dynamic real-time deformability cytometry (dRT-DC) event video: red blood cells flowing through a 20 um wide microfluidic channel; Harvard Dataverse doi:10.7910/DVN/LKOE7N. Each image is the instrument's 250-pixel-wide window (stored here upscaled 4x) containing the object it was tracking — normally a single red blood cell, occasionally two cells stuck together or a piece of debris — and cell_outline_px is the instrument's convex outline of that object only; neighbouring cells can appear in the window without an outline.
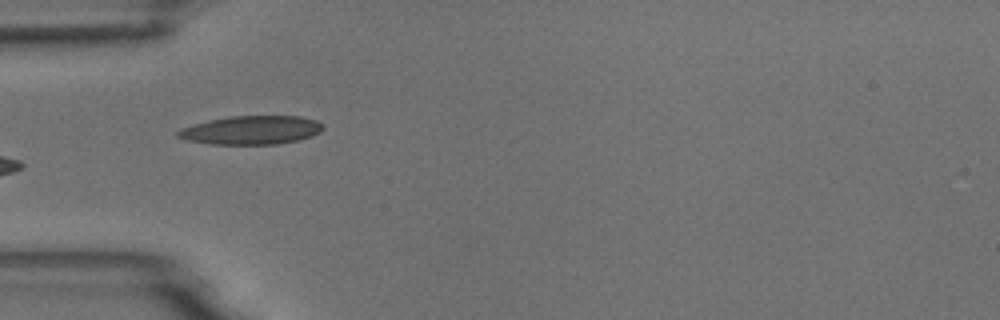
{"species": "common noctule bat (a hibernating species)", "species_latin": "Nyctalus noctula", "temperature_condition": "room temperature", "stored_images_in_passage": 5, "camera_frame_rate_fps": 3000, "um_per_image_px": 0.085, "animal": {"sex": "male", "body_mass_g": 18.8}, "frame": {"image": 1, "passage_image": 4, "time_ms": 3.333, "image_size_px": [1000, 320], "cell_outline_px": [[324, 128], [320, 132], [312, 136], [296, 140], [276, 144], [212, 144], [188, 140], [176, 136], [176, 132], [180, 128], [208, 120], [232, 116], [300, 116], [316, 120], [324, 124]], "centroid_in_image_um": [21.37, 11.05], "position_along_channel_um": 63.6, "area_um2": 24.16}}